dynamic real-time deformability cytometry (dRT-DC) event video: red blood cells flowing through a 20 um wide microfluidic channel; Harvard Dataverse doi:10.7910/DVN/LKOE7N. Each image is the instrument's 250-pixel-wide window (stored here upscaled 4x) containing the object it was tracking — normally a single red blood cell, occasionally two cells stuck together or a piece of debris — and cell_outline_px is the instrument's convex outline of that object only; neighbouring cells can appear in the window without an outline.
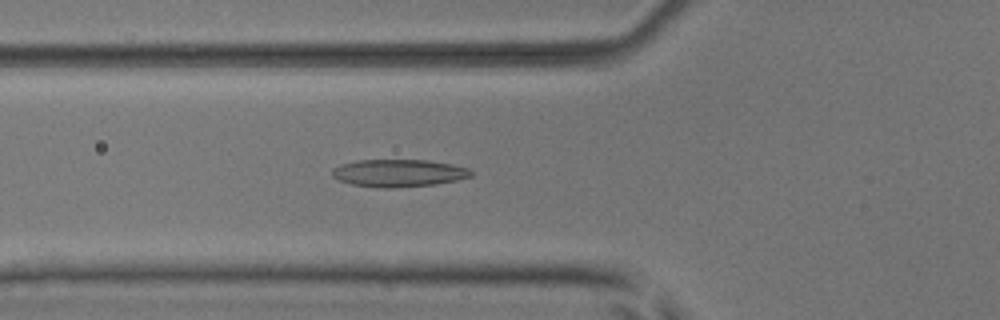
{"species": "common noctule bat (a hibernating species)", "species_latin": "Nyctalus noctula", "temperature_condition": "room temperature", "stored_images_in_passage": 51, "camera_frame_rate_fps": 3000, "um_per_image_px": 0.085, "animal": {"sex": "male", "body_mass_g": 17.9, "forearm_length_mm": 54.2}, "frame": {"image": 1, "passage_image": 18, "time_ms": 5.667, "image_size_px": [1000, 320], "cell_outline_px": [[472, 176], [456, 180], [436, 184], [392, 188], [376, 188], [352, 184], [336, 180], [332, 176], [332, 168], [340, 164], [360, 160], [428, 160], [452, 164], [468, 168], [472, 172]], "centroid_in_image_um": [33.85, 14.71], "position_along_channel_um": 92.0, "area_um2": 22.37}}
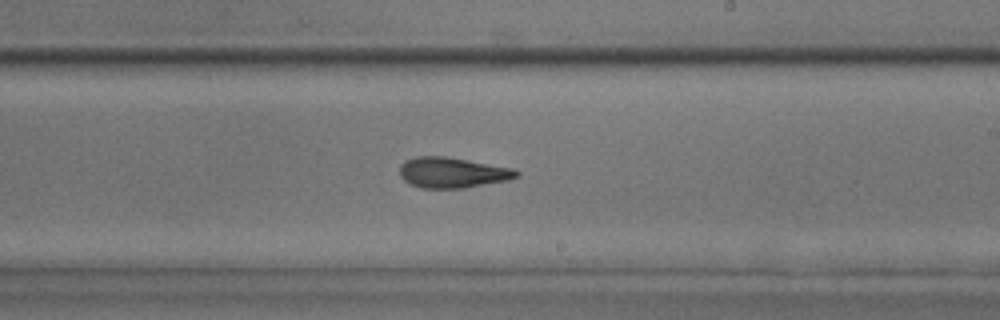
{"frame": {"image": 2, "passage_image": 30, "time_ms": 9.667, "image_size_px": [1000, 320], "cell_outline_px": [[520, 176], [508, 180], [464, 188], [420, 188], [408, 184], [400, 176], [400, 164], [404, 160], [416, 156], [444, 156], [512, 168], [520, 172]], "centroid_in_image_um": [38.42, 14.67], "position_along_channel_um": 250.6, "area_um2": 20.87}}
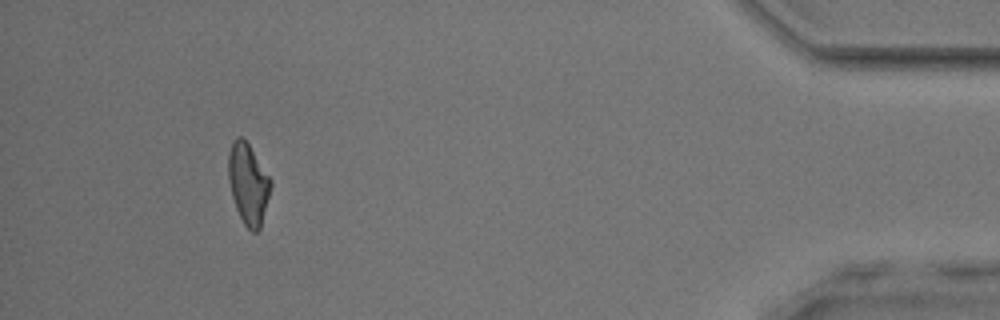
{"frame": {"image": 3, "passage_image": 47, "time_ms": 15.333, "image_size_px": [1000, 320], "cell_outline_px": [[272, 184], [260, 228], [256, 232], [252, 232], [244, 224], [236, 208], [232, 196], [228, 180], [228, 152], [232, 140], [236, 136], [240, 136], [248, 144], [272, 180]], "centroid_in_image_um": [21.08, 15.6], "position_along_channel_um": 414.1, "area_um2": 19.83}, "authors_computed_cell_mechanics": {"area_um2": 20.8658, "velocity_mm_per_s": 3.9725, "shape_relaxation_time_tau1_ms": 7.2865, "shape_relaxation_time_tau2_ms": 2.9494, "deformation_change_tau1": 0.1807, "deformation_change_tau2": 0.1263}}